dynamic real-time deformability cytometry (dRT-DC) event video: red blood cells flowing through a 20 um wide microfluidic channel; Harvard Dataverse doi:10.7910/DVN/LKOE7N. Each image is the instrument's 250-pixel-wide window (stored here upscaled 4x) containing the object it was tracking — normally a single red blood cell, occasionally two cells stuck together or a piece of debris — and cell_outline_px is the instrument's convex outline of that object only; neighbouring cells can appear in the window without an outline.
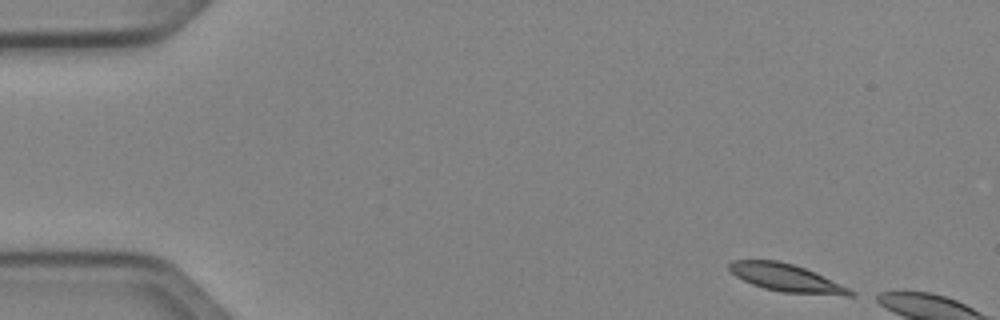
{"species": "Egyptian fruit bat (a non-hibernating species)", "species_latin": "Rousettus aegyptiacus", "temperature_condition": "cold", "stored_images_in_passage": 6, "camera_frame_rate_fps": 3000, "um_per_image_px": 0.085, "animal": {"sex": "female"}, "frame": {"image": 1, "passage_image": 1, "time_ms": 0.0, "image_size_px": [1000, 320], "cell_outline_px": [[856, 296], [844, 296], [780, 292], [764, 288], [752, 284], [736, 276], [728, 268], [728, 264], [732, 260], [776, 260], [792, 264], [804, 268], [840, 284], [856, 292]], "centroid_in_image_um": [66.84, 23.63], "position_along_channel_um": 18.2, "area_um2": 19.36}}